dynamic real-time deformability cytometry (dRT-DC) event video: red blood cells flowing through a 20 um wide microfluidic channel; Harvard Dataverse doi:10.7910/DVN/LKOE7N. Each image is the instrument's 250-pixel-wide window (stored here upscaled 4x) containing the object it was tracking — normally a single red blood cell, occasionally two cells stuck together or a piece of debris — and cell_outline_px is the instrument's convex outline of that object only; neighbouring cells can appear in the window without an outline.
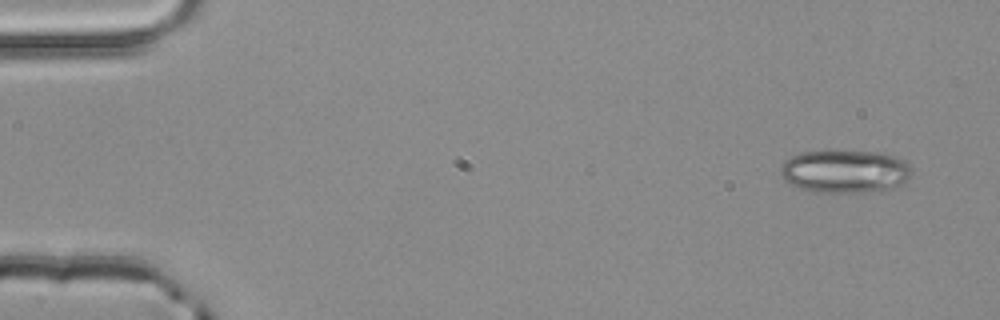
{"species": "common noctule bat (a hibernating species)", "species_latin": "Nyctalus noctula", "temperature_condition": "room temperature", "stored_images_in_passage": 4, "camera_frame_rate_fps": 3000, "um_per_image_px": 0.085, "animal": {"sex": "male", "body_mass_g": 20.4}, "frame": {"image": 1, "passage_image": 1, "time_ms": 0.0, "image_size_px": [1000, 320], "cell_outline_px": [[912, 172], [908, 180], [896, 188], [880, 192], [816, 192], [800, 188], [788, 184], [780, 176], [780, 168], [784, 160], [792, 156], [804, 152], [884, 152], [900, 156], [908, 160], [912, 168]], "centroid_in_image_um": [71.9, 14.58], "position_along_channel_um": 13.1, "area_um2": 33.52}}